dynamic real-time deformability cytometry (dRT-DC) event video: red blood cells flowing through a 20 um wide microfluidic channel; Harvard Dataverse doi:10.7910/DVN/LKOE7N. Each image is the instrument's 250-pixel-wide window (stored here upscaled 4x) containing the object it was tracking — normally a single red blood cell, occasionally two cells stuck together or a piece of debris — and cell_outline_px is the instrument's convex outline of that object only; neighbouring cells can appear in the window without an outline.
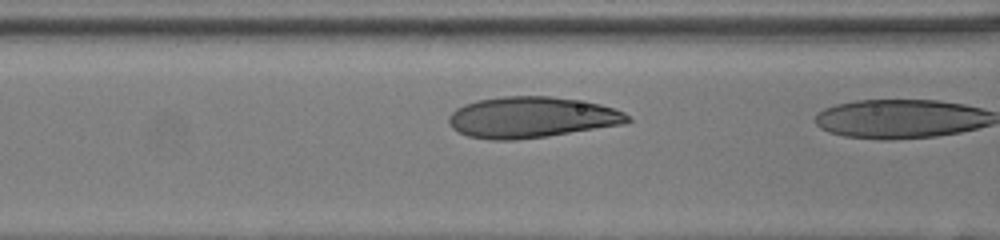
{"species": "human", "species_latin": "Homo sapiens", "temperature_condition": "room temperature", "stored_images_in_passage": 13, "camera_frame_rate_fps": 3000, "um_per_image_px": 0.085, "donor": {"sex": "female"}, "frame": {"image": 1, "passage_image": 12, "time_ms": 3.667, "image_size_px": [1000, 240], "cell_outline_px": [[632, 120], [628, 124], [548, 136], [516, 140], [492, 140], [468, 136], [452, 128], [448, 120], [448, 116], [456, 108], [464, 104], [476, 100], [504, 96], [548, 96], [576, 100], [600, 104], [616, 108], [624, 112]], "centroid_in_image_um": [45.21, 9.98], "position_along_channel_um": 121.4, "area_um2": 43.0}}